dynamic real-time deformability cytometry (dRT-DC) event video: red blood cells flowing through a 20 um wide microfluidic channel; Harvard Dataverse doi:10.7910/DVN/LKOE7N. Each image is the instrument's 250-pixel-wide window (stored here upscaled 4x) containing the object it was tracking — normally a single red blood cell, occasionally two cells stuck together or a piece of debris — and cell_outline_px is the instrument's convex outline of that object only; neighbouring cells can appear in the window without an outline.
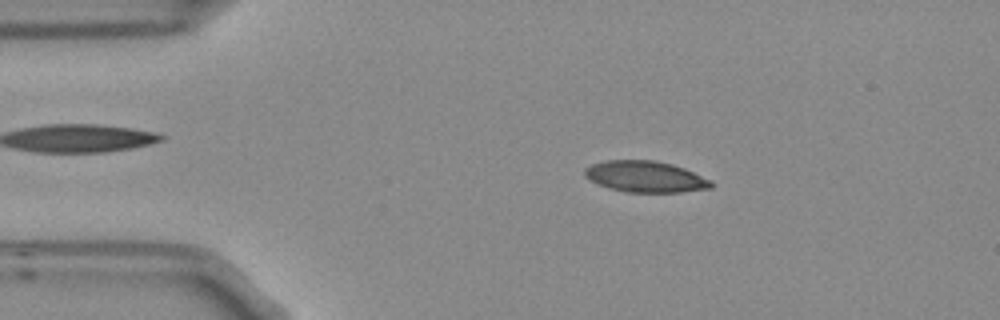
{"species": "Egyptian fruit bat (a non-hibernating species)", "species_latin": "Rousettus aegyptiacus", "temperature_condition": "room temperature", "stored_images_in_passage": 6, "camera_frame_rate_fps": 3000, "um_per_image_px": 0.085, "frame": {"image": 1, "passage_image": 3, "time_ms": 0.667, "image_size_px": [1000, 320], "cell_outline_px": [[712, 188], [680, 192], [628, 192], [612, 188], [600, 184], [584, 176], [584, 168], [592, 164], [604, 160], [656, 160], [672, 164], [684, 168], [712, 180]], "centroid_in_image_um": [54.88, 15.0], "position_along_channel_um": 30.1, "area_um2": 22.89}}
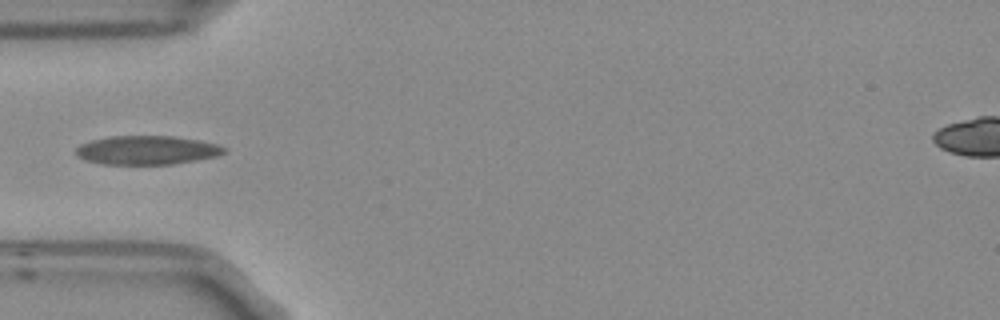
{"frame": {"image": 2, "passage_image": 5, "time_ms": 1.333, "image_size_px": [1000, 320], "cell_outline_px": [[224, 152], [216, 156], [196, 160], [172, 164], [104, 164], [88, 160], [76, 156], [76, 148], [80, 144], [92, 140], [112, 136], [172, 136], [200, 140], [216, 144], [224, 148]], "centroid_in_image_um": [12.46, 12.76], "position_along_channel_um": 72.5, "area_um2": 24.62}}